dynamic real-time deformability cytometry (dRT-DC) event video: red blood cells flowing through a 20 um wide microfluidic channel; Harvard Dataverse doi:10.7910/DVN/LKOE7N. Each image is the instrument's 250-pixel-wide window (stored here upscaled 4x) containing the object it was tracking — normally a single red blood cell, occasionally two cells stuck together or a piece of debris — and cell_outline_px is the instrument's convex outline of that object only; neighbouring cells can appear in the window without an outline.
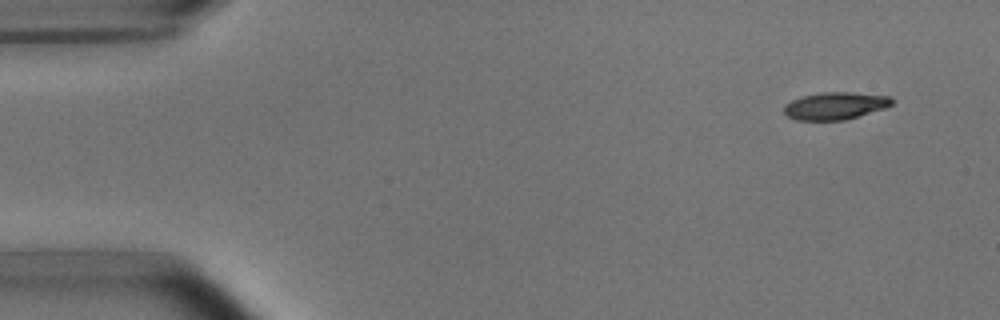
{"species": "common noctule bat (a hibernating species)", "species_latin": "Nyctalus noctula", "temperature_condition": "room temperature", "stored_images_in_passage": 4, "camera_frame_rate_fps": 3000, "um_per_image_px": 0.085, "animal": {"sex": "male", "body_mass_g": 15.6}, "frame": {"image": 1, "passage_image": 1, "time_ms": 0.0, "image_size_px": [1000, 320], "cell_outline_px": [[892, 104], [884, 108], [844, 120], [796, 120], [788, 116], [784, 112], [784, 104], [792, 100], [804, 96], [824, 92], [852, 92], [888, 96], [892, 100]], "centroid_in_image_um": [70.96, 8.99], "position_along_channel_um": 14.0, "area_um2": 16.94}}
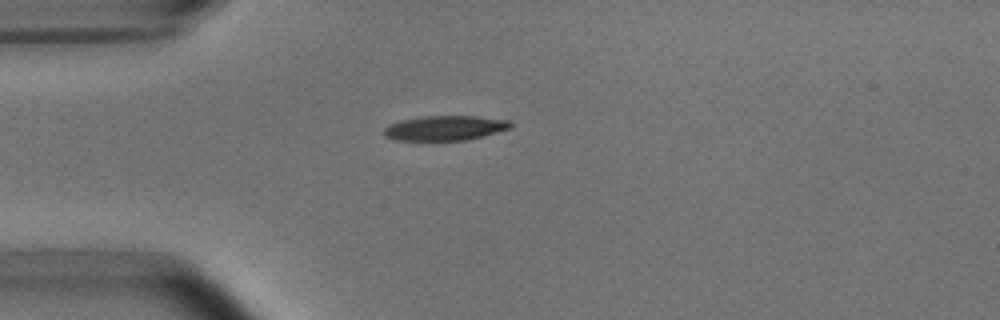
{"frame": {"image": 2, "passage_image": 4, "time_ms": 3.333, "image_size_px": [1000, 320], "cell_outline_px": [[512, 128], [468, 140], [392, 140], [384, 136], [384, 128], [388, 124], [404, 120], [424, 116], [472, 116], [512, 120]], "centroid_in_image_um": [37.84, 10.88], "position_along_channel_um": 47.2, "area_um2": 18.32}}